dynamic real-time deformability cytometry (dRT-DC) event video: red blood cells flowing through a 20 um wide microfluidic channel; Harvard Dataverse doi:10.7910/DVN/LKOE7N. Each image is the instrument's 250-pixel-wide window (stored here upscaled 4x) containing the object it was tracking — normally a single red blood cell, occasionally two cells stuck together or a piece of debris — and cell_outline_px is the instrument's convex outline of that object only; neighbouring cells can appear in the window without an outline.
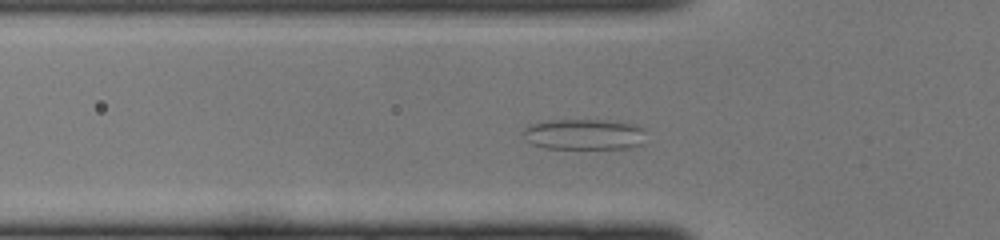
{"species": "common noctule bat (a hibernating species)", "species_latin": "Nyctalus noctula", "temperature_condition": "cold", "stored_images_in_passage": 42, "camera_frame_rate_fps": 3000, "um_per_image_px": 0.085, "animal": {"sex": "female", "body_mass_g": 22.0, "forearm_length_mm": 56.7}, "frame": {"image": 1, "passage_image": 11, "time_ms": 3.333, "image_size_px": [1000, 240], "cell_outline_px": [[644, 128], [640, 144], [628, 148], [544, 148], [532, 144], [524, 136], [524, 128], [532, 124], [548, 120], [604, 120], [636, 124]], "centroid_in_image_um": [49.63, 11.41], "position_along_channel_um": 76.2, "area_um2": 21.73}}
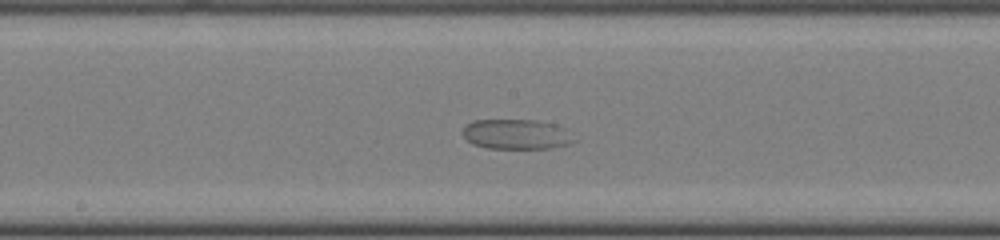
{"frame": {"image": 2, "passage_image": 20, "time_ms": 6.333, "image_size_px": [1000, 240], "cell_outline_px": [[576, 140], [568, 144], [548, 148], [488, 148], [472, 144], [460, 132], [468, 124], [476, 120], [532, 120], [552, 124], [564, 128]], "centroid_in_image_um": [43.86, 11.41], "position_along_channel_um": 204.3, "area_um2": 19.13}}
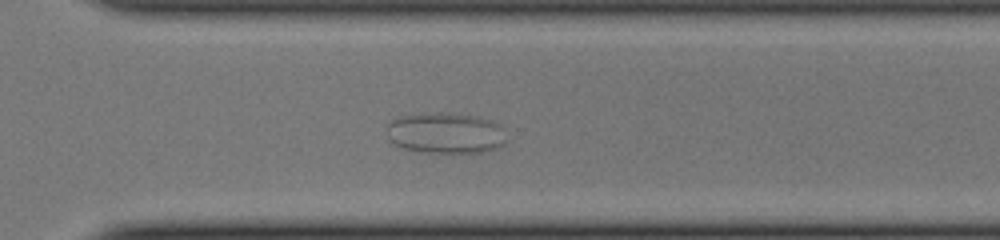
{"frame": {"image": 3, "passage_image": 29, "time_ms": 9.333, "image_size_px": [1000, 240], "cell_outline_px": [[504, 144], [496, 148], [484, 152], [452, 156], [420, 152], [404, 148], [388, 140], [388, 124], [392, 120], [400, 116], [428, 112], [448, 112], [480, 116], [492, 120], [500, 124], [504, 128]], "centroid_in_image_um": [37.91, 11.34], "position_along_channel_um": 332.7, "area_um2": 29.77}}